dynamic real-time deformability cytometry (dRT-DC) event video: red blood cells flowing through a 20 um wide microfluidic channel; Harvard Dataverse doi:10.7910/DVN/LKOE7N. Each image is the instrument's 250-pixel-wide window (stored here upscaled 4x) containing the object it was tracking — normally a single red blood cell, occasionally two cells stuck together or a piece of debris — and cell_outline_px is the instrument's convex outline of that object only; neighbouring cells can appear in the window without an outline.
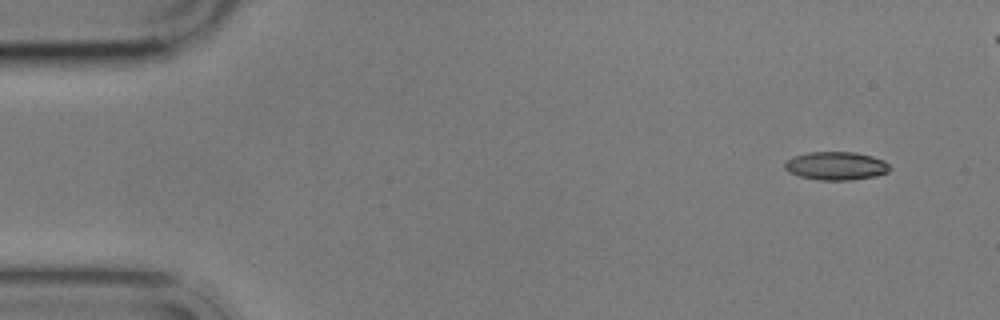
{"species": "common noctule bat (a hibernating species)", "species_latin": "Nyctalus noctula", "temperature_condition": "cold", "stored_images_in_passage": 5, "camera_frame_rate_fps": 3000, "um_per_image_px": 0.085, "animal": {"sex": "male", "body_mass_g": 17.9}, "frame": {"image": 1, "passage_image": 1, "time_ms": 0.0, "image_size_px": [1000, 320], "cell_outline_px": [[892, 168], [888, 172], [876, 176], [852, 180], [820, 180], [800, 176], [788, 172], [784, 168], [784, 164], [792, 156], [808, 152], [852, 152], [872, 156], [884, 160]], "centroid_in_image_um": [71.07, 14.1], "position_along_channel_um": 13.9, "area_um2": 17.4}}